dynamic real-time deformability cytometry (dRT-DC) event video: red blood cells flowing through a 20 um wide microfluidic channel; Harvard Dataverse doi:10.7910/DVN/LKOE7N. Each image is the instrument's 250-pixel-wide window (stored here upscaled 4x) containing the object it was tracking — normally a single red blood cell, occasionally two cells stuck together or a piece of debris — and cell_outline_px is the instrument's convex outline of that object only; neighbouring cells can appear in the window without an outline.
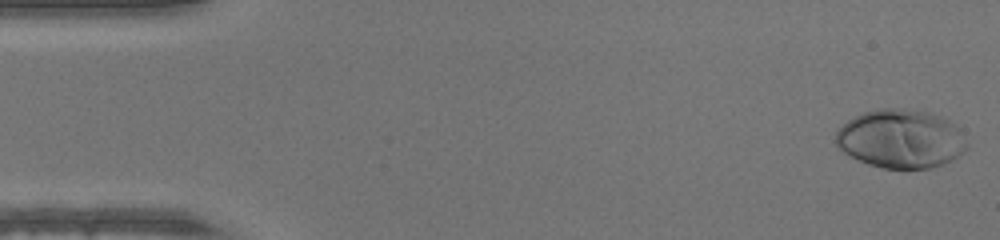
{"species": "human", "species_latin": "Homo sapiens", "temperature_condition": "warm", "stored_images_in_passage": 48, "camera_frame_rate_fps": 3000, "um_per_image_px": 0.085, "donor": {"sex": "male"}, "frame": {"image": 1, "passage_image": 1, "time_ms": 0.0, "image_size_px": [1000, 240], "cell_outline_px": [[968, 148], [964, 152], [952, 160], [944, 164], [928, 168], [884, 168], [868, 164], [848, 156], [836, 144], [836, 132], [848, 120], [864, 112], [880, 108], [904, 108], [928, 112], [940, 116], [948, 120], [960, 128], [968, 144]], "centroid_in_image_um": [76.6, 11.8], "position_along_channel_um": 8.4, "area_um2": 44.97}}
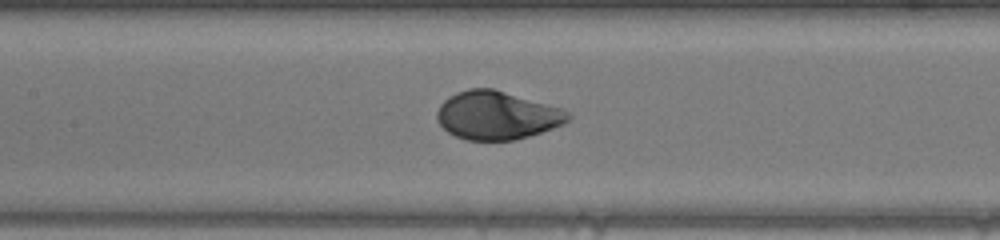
{"frame": {"image": 2, "passage_image": 22, "time_ms": 7.0, "image_size_px": [1000, 240], "cell_outline_px": [[572, 116], [564, 124], [528, 136], [512, 140], [464, 140], [448, 132], [436, 120], [436, 112], [440, 104], [448, 96], [456, 92], [468, 88], [492, 88], [564, 108]], "centroid_in_image_um": [42.23, 9.79], "position_along_channel_um": 165.2, "area_um2": 37.05}}
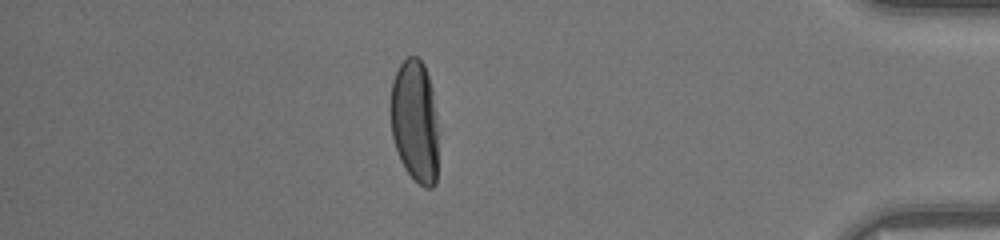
{"frame": {"image": 3, "passage_image": 42, "time_ms": 13.667, "image_size_px": [1000, 240], "cell_outline_px": [[436, 184], [432, 188], [424, 188], [404, 168], [400, 160], [392, 136], [388, 108], [392, 80], [400, 64], [408, 56], [416, 56], [424, 64], [432, 88], [436, 124]], "centroid_in_image_um": [35.21, 10.27], "position_along_channel_um": 400.0, "area_um2": 34.28}}